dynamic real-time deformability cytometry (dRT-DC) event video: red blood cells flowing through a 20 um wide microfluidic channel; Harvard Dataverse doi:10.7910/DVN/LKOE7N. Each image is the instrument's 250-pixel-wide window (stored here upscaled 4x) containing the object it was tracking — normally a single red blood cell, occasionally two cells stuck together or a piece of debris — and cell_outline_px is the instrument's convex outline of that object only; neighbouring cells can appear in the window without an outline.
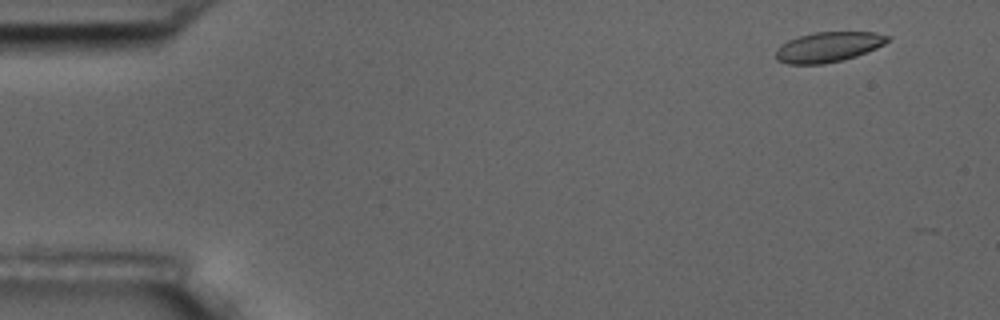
{"species": "common noctule bat (a hibernating species)", "species_latin": "Nyctalus noctula", "temperature_condition": "room temperature", "stored_images_in_passage": 8, "camera_frame_rate_fps": 3000, "um_per_image_px": 0.085, "animal": {"sex": "male", "body_mass_g": 17.5, "forearm_length_mm": 52.3}, "frame": {"image": 1, "passage_image": 1, "time_ms": 0.0, "image_size_px": [1000, 320], "cell_outline_px": [[888, 40], [884, 44], [876, 48], [856, 56], [844, 60], [824, 64], [788, 64], [776, 60], [776, 48], [780, 44], [788, 40], [812, 32], [876, 32], [888, 36]], "centroid_in_image_um": [70.37, 4.0], "position_along_channel_um": 14.6, "area_um2": 19.65}}
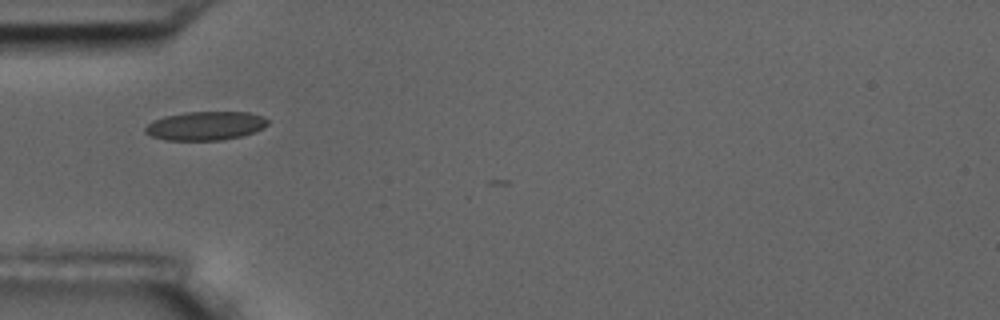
{"frame": {"image": 2, "passage_image": 5, "time_ms": 4.667, "image_size_px": [1000, 320], "cell_outline_px": [[268, 124], [264, 128], [240, 136], [220, 140], [164, 140], [152, 136], [144, 132], [144, 128], [152, 120], [164, 116], [184, 112], [248, 112], [264, 116], [268, 120]], "centroid_in_image_um": [17.44, 10.68], "position_along_channel_um": 67.6, "area_um2": 20.58}}